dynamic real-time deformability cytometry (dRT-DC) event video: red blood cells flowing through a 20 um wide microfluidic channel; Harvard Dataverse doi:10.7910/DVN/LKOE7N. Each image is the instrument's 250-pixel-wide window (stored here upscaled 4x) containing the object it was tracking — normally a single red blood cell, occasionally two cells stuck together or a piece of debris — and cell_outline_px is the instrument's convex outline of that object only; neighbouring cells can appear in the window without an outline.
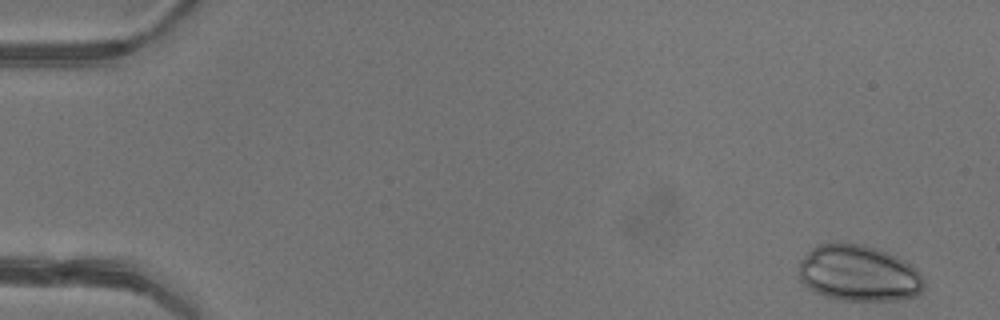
{"species": "common noctule bat (a hibernating species)", "species_latin": "Nyctalus noctula", "temperature_condition": "warm", "stored_images_in_passage": 48, "camera_frame_rate_fps": 3000, "um_per_image_px": 0.085, "animal": {"sex": "female"}, "frame": {"image": 1, "passage_image": 2, "time_ms": 0.333, "image_size_px": [1000, 320], "cell_outline_px": [[924, 284], [920, 292], [916, 296], [900, 300], [840, 300], [816, 292], [808, 288], [800, 280], [800, 260], [816, 244], [832, 240], [836, 240], [864, 244], [880, 248], [912, 264], [920, 272], [924, 280]], "centroid_in_image_um": [72.99, 23.18], "position_along_channel_um": 12.0, "area_um2": 41.73}}
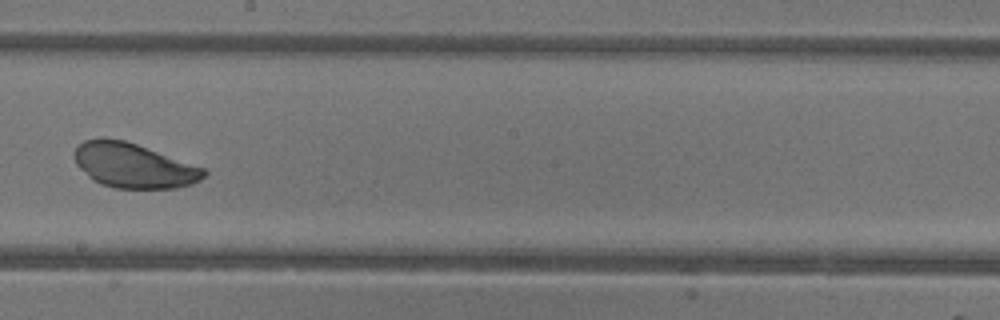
{"frame": {"image": 2, "passage_image": 28, "time_ms": 9.0, "image_size_px": [1000, 320], "cell_outline_px": [[208, 172], [200, 180], [192, 184], [176, 188], [116, 188], [100, 184], [92, 180], [76, 164], [72, 156], [72, 152], [84, 140], [100, 136], [104, 136], [124, 140], [136, 144], [204, 168]], "centroid_in_image_um": [11.3, 14.06], "position_along_channel_um": 236.9, "area_um2": 33.87}}
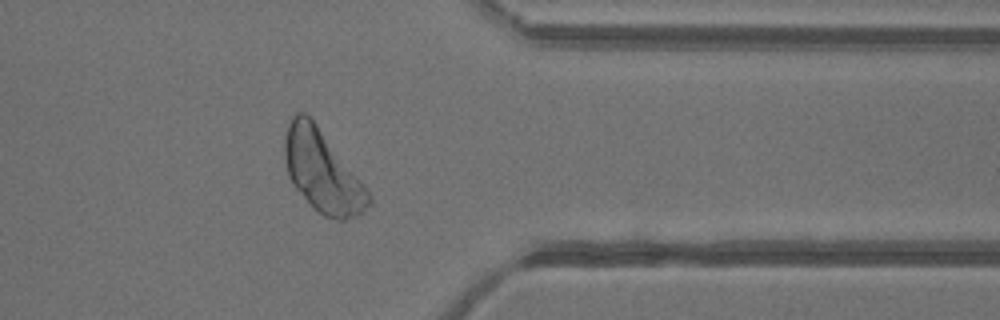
{"frame": {"image": 3, "passage_image": 39, "time_ms": 12.667, "image_size_px": [1000, 320], "cell_outline_px": [[372, 204], [356, 216], [344, 220], [340, 220], [324, 216], [312, 208], [292, 184], [288, 176], [284, 160], [284, 140], [288, 120], [296, 112], [304, 112], [316, 124], [364, 184], [372, 196]], "centroid_in_image_um": [27.38, 14.58], "position_along_channel_um": 384.0, "area_um2": 39.94}}